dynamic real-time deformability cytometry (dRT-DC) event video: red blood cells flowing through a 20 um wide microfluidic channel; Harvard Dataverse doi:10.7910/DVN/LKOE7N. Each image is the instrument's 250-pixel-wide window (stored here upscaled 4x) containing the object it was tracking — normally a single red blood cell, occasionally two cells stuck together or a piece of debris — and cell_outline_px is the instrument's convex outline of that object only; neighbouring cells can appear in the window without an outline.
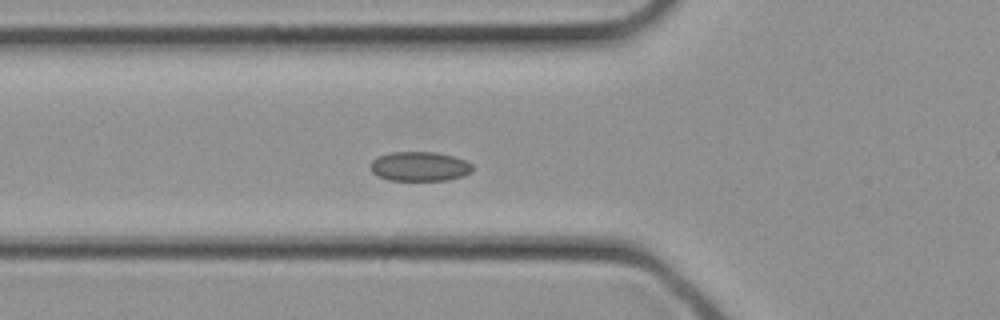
{"species": "common noctule bat (a hibernating species)", "species_latin": "Nyctalus noctula", "temperature_condition": "cold", "stored_images_in_passage": 33, "camera_frame_rate_fps": 3000, "um_per_image_px": 0.085, "animal": {"sex": "female", "body_mass_g": 21.9}, "frame": {"image": 1, "passage_image": 11, "time_ms": 3.333, "image_size_px": [1000, 320], "cell_outline_px": [[472, 172], [464, 176], [448, 180], [388, 180], [376, 176], [372, 172], [368, 164], [376, 156], [392, 152], [436, 152], [452, 156], [464, 160], [472, 164]], "centroid_in_image_um": [35.62, 14.15], "position_along_channel_um": 90.2, "area_um2": 17.74}}
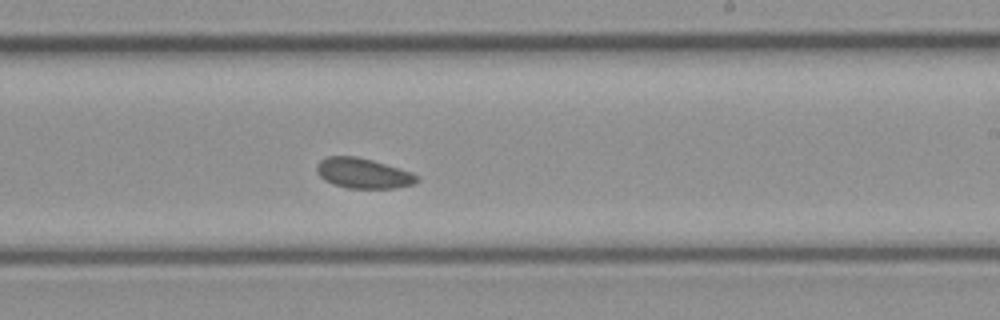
{"frame": {"image": 2, "passage_image": 19, "time_ms": 6.0, "image_size_px": [1000, 320], "cell_outline_px": [[420, 180], [412, 184], [392, 188], [348, 188], [324, 180], [316, 172], [316, 164], [320, 160], [328, 156], [356, 156], [372, 160], [400, 168], [412, 172]], "centroid_in_image_um": [30.84, 14.71], "position_along_channel_um": 258.2, "area_um2": 17.51}}
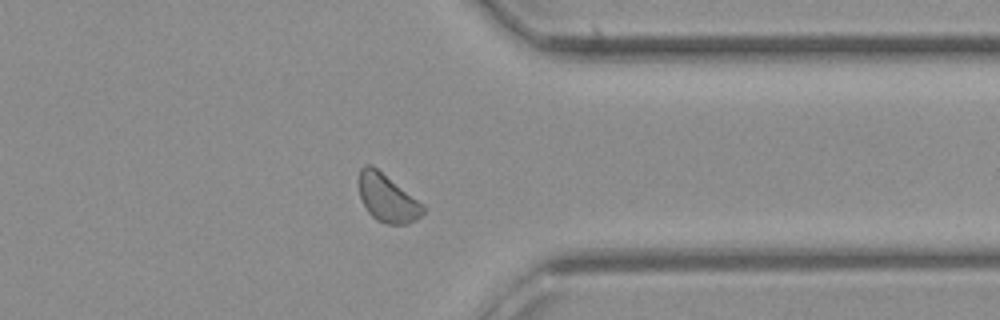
{"frame": {"image": 3, "passage_image": 25, "time_ms": 8.0, "image_size_px": [1000, 320], "cell_outline_px": [[424, 212], [416, 220], [408, 224], [388, 224], [376, 220], [368, 212], [360, 196], [360, 168], [364, 164], [372, 164], [424, 204]], "centroid_in_image_um": [32.94, 16.84], "position_along_channel_um": 378.5, "area_um2": 17.8}}